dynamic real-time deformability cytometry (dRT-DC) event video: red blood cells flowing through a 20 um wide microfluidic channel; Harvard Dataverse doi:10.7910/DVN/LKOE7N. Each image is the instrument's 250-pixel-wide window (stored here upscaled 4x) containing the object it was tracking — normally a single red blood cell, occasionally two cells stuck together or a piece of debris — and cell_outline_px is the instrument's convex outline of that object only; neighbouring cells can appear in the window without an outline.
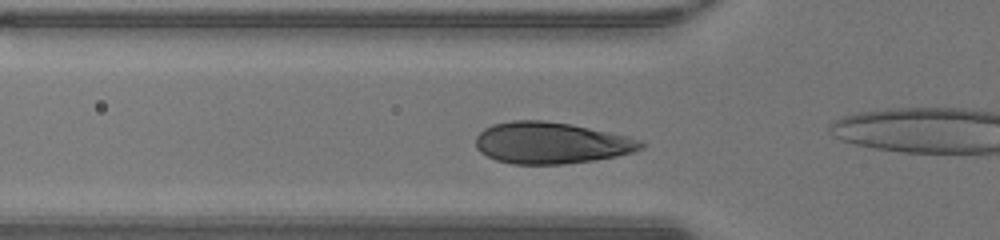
{"species": "human", "species_latin": "Homo sapiens", "temperature_condition": "warm", "stored_images_in_passage": 33, "camera_frame_rate_fps": 3000, "um_per_image_px": 0.085, "donor": {"sex": "male"}, "frame": {"image": 1, "passage_image": 11, "time_ms": 3.333, "image_size_px": [1000, 240], "cell_outline_px": [[644, 148], [632, 152], [616, 156], [592, 160], [560, 164], [512, 164], [496, 160], [480, 152], [476, 148], [476, 136], [484, 128], [492, 124], [512, 120], [544, 120], [572, 124], [628, 136], [644, 140]], "centroid_in_image_um": [46.84, 12.14], "position_along_channel_um": 79.0, "area_um2": 40.11}}
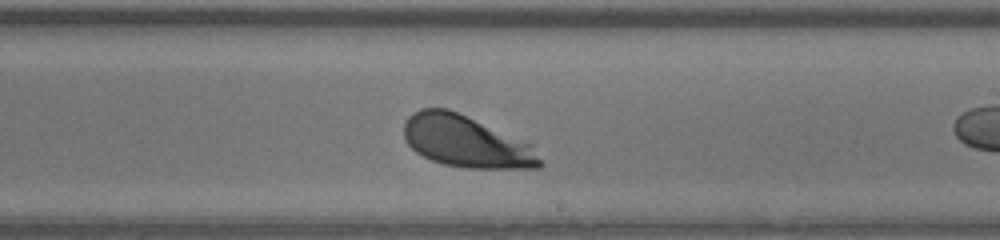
{"frame": {"image": 2, "passage_image": 23, "time_ms": 7.333, "image_size_px": [1000, 240], "cell_outline_px": [[544, 164], [540, 168], [468, 168], [444, 164], [432, 160], [416, 152], [404, 140], [404, 120], [412, 112], [420, 108], [448, 108], [532, 144]], "centroid_in_image_um": [39.6, 12.03], "position_along_channel_um": 249.4, "area_um2": 40.98}}
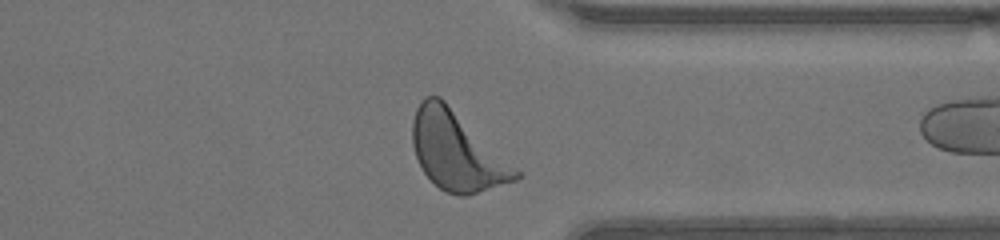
{"frame": {"image": 3, "passage_image": 32, "time_ms": 10.333, "image_size_px": [1000, 240], "cell_outline_px": [[524, 176], [516, 180], [464, 196], [460, 196], [444, 192], [424, 172], [416, 156], [412, 144], [412, 120], [416, 108], [420, 100], [424, 96], [440, 96], [516, 168]], "centroid_in_image_um": [38.79, 12.83], "position_along_channel_um": 372.6, "area_um2": 46.47}}